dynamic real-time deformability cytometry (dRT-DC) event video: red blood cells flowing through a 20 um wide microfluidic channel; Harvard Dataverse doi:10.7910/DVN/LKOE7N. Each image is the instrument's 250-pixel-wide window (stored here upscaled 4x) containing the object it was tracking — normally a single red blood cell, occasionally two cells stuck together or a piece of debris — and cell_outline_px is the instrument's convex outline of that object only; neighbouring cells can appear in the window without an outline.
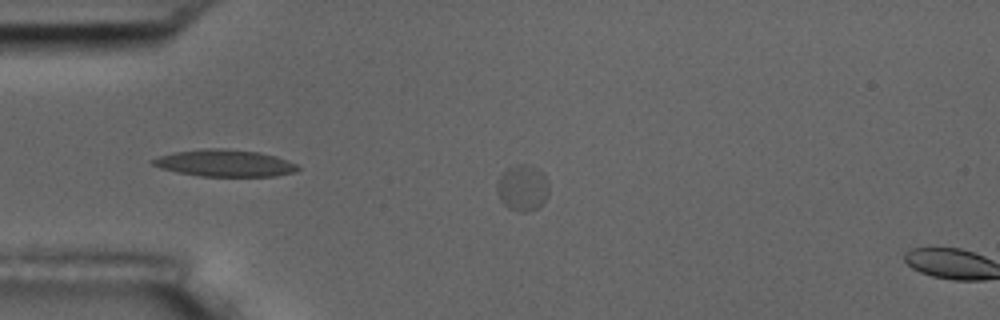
{"species": "common noctule bat (a hibernating species)", "species_latin": "Nyctalus noctula", "temperature_condition": "room temperature", "stored_images_in_passage": 16, "camera_frame_rate_fps": 3000, "um_per_image_px": 0.085, "animal": {"sex": "male", "body_mass_g": 17.5, "forearm_length_mm": 52.3}, "frame": {"image": 1, "passage_image": 14, "time_ms": 4.333, "image_size_px": [1000, 320], "cell_outline_px": [[548, 196], [536, 208], [528, 212], [520, 212], [508, 208], [500, 200], [496, 192], [496, 184], [500, 176], [508, 168], [520, 164], [528, 164], [536, 168], [548, 180]], "centroid_in_image_um": [44.39, 15.98], "position_along_channel_um": 40.6, "area_um2": 13.87}}